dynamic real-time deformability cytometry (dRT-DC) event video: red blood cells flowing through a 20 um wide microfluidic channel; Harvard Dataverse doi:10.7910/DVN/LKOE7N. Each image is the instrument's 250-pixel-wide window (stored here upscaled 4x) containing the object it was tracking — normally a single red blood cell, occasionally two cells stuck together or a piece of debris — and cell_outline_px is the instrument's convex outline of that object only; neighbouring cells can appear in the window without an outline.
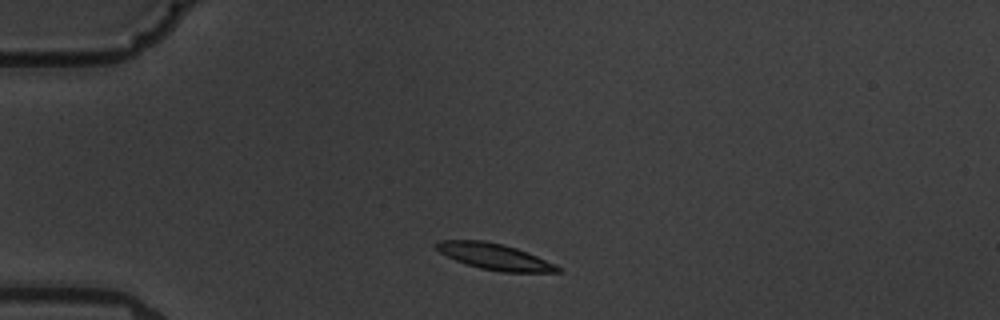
{"species": "common noctule bat (a hibernating species)", "species_latin": "Nyctalus noctula", "temperature_condition": "warm", "stored_images_in_passage": 2, "camera_frame_rate_fps": 3000, "um_per_image_px": 0.085, "animal": {"sex": "male", "body_mass_g": 19.5, "forearm_length_mm": 54.6}, "frame": {"image": 1, "passage_image": 1, "time_ms": 0.0, "image_size_px": [1000, 320], "cell_outline_px": [[564, 272], [500, 272], [480, 268], [456, 260], [440, 252], [432, 244], [436, 240], [484, 240], [504, 244], [528, 252], [564, 268]], "centroid_in_image_um": [42.06, 21.8], "position_along_channel_um": 42.9, "area_um2": 18.67}}